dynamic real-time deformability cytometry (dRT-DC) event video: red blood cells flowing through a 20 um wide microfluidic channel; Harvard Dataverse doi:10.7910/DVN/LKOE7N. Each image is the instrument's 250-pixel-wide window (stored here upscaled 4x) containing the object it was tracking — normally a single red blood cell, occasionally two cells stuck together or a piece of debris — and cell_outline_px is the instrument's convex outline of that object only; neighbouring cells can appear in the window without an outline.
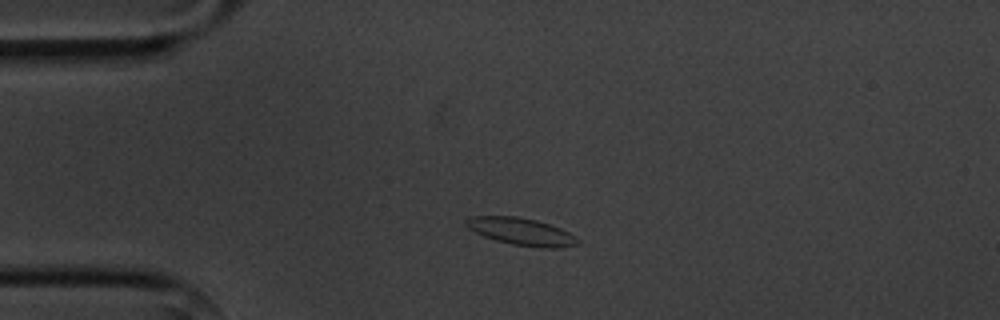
{"species": "common noctule bat (a hibernating species)", "species_latin": "Nyctalus noctula", "temperature_condition": "cold", "stored_images_in_passage": 3, "camera_frame_rate_fps": 3000, "um_per_image_px": 0.085, "animal": {"sex": "male", "body_mass_g": 20.1, "forearm_length_mm": 53.5}, "frame": {"image": 1, "passage_image": 1, "time_ms": 0.0, "image_size_px": [1000, 320], "cell_outline_px": [[580, 240], [576, 244], [560, 248], [540, 248], [512, 244], [496, 240], [484, 236], [468, 228], [464, 224], [464, 220], [468, 216], [516, 216], [536, 220], [560, 228], [576, 236]], "centroid_in_image_um": [44.29, 19.68], "position_along_channel_um": 40.7, "area_um2": 17.74}}
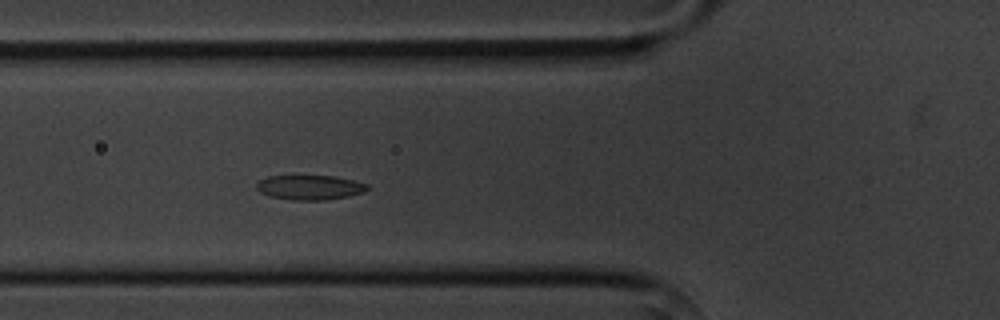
{"frame": {"image": 2, "passage_image": 3, "time_ms": 2.333, "image_size_px": [1000, 320], "cell_outline_px": [[368, 188], [364, 192], [348, 196], [324, 200], [292, 200], [268, 196], [260, 192], [256, 188], [256, 184], [260, 180], [268, 176], [332, 176], [352, 180], [368, 184]], "centroid_in_image_um": [26.31, 15.93], "position_along_channel_um": 99.5, "area_um2": 15.84}}